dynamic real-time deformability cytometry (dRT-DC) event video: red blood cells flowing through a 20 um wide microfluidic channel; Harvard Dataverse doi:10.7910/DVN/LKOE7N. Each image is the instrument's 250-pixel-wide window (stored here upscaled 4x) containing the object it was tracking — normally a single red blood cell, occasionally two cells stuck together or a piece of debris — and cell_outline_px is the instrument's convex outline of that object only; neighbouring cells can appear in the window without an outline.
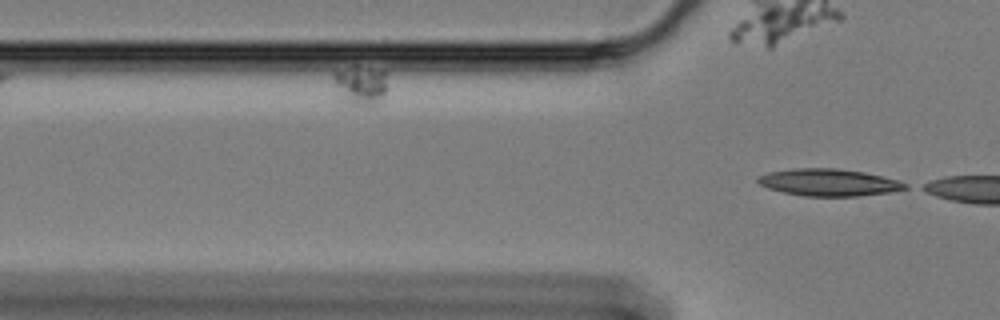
{"species": "Egyptian fruit bat (a non-hibernating species)", "species_latin": "Rousettus aegyptiacus", "temperature_condition": "cold", "stored_images_in_passage": 6, "segment_of_instrument_passage": [2, 2], "camera_frame_rate_fps": 3000, "um_per_image_px": 0.085, "animal": {"sex": "female"}, "frame": {"image": 1, "passage_image": 6, "time_ms": 1.667, "image_size_px": [1000, 320], "cell_outline_px": [[908, 188], [892, 192], [860, 196], [804, 196], [784, 192], [768, 188], [760, 184], [756, 180], [756, 176], [768, 172], [792, 168], [836, 168], [864, 172], [896, 180], [908, 184]], "centroid_in_image_um": [70.42, 15.5], "position_along_channel_um": 55.4, "area_um2": 23.29}}